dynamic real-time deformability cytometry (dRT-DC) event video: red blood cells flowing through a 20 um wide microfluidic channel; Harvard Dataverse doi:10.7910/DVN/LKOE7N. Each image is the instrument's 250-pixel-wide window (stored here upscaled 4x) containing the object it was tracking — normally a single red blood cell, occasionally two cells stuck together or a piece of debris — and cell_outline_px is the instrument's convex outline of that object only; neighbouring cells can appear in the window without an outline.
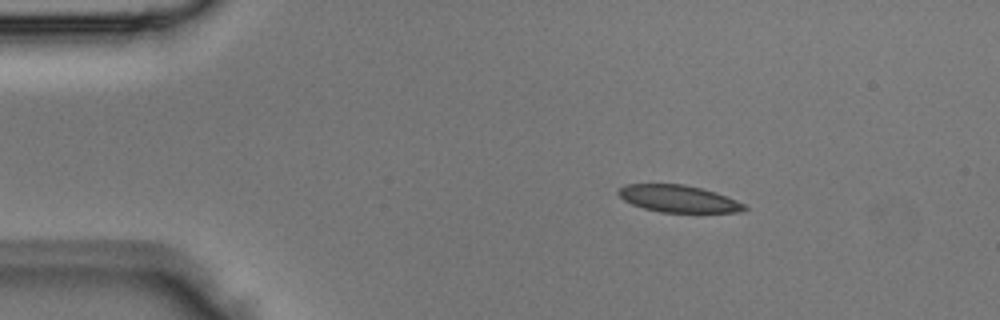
{"species": "Egyptian fruit bat (a non-hibernating species)", "species_latin": "Rousettus aegyptiacus", "temperature_condition": "room temperature", "stored_images_in_passage": 2, "camera_frame_rate_fps": 3000, "um_per_image_px": 0.085, "animal": {"sex": "male"}, "frame": {"image": 1, "passage_image": 1, "time_ms": 0.0, "image_size_px": [1000, 320], "cell_outline_px": [[748, 208], [740, 212], [660, 212], [644, 208], [632, 204], [624, 200], [616, 192], [624, 184], [684, 184], [716, 192], [736, 200], [744, 204]], "centroid_in_image_um": [57.65, 16.89], "position_along_channel_um": 27.3, "area_um2": 19.77}}